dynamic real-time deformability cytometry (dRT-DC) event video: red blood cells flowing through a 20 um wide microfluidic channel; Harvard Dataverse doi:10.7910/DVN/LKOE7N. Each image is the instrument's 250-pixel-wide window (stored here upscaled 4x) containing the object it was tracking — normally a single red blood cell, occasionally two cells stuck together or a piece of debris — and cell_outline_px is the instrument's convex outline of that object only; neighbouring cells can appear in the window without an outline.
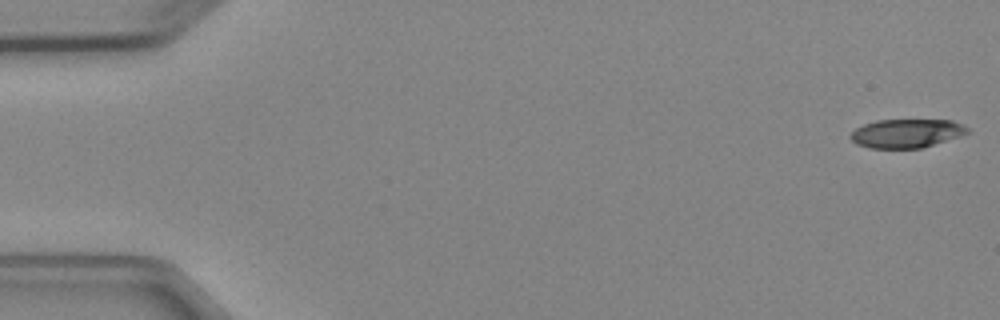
{"species": "Egyptian fruit bat (a non-hibernating species)", "species_latin": "Rousettus aegyptiacus", "temperature_condition": "cold", "stored_images_in_passage": 4, "camera_frame_rate_fps": 3000, "um_per_image_px": 0.085, "animal": {"sex": "female"}, "frame": {"image": 1, "passage_image": 1, "time_ms": 0.0, "image_size_px": [1000, 320], "cell_outline_px": [[972, 132], [960, 136], [920, 148], [868, 148], [856, 144], [848, 136], [856, 128], [864, 124], [876, 120], [952, 120], [964, 124]], "centroid_in_image_um": [77.06, 11.33], "position_along_channel_um": 7.9, "area_um2": 19.65}}
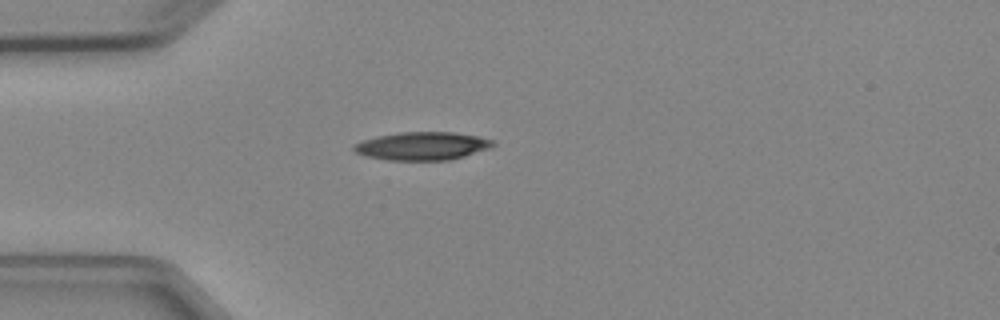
{"frame": {"image": 2, "passage_image": 4, "time_ms": 4.333, "image_size_px": [1000, 320], "cell_outline_px": [[496, 144], [492, 148], [464, 156], [448, 160], [388, 160], [364, 156], [356, 152], [352, 148], [356, 144], [364, 140], [376, 136], [400, 132], [452, 132], [480, 136], [492, 140]], "centroid_in_image_um": [35.93, 12.41], "position_along_channel_um": 49.1, "area_um2": 22.83}}